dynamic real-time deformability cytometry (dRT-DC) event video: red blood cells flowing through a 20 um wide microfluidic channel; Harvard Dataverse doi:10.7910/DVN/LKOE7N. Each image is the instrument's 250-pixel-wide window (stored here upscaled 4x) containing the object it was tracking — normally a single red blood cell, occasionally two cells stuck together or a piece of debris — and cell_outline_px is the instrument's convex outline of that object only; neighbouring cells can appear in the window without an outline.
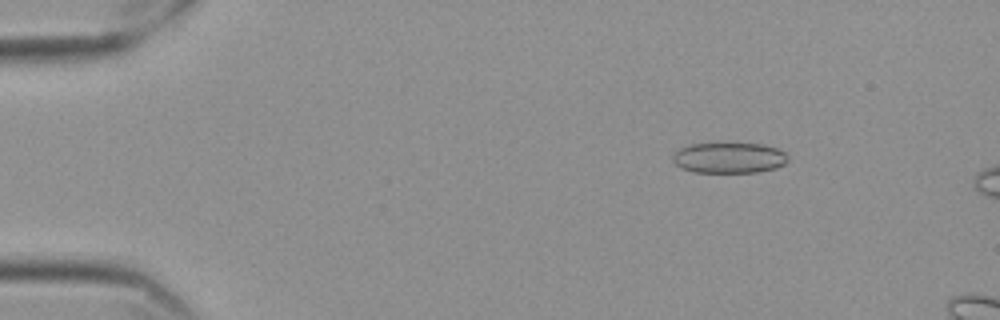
{"species": "Egyptian fruit bat (a non-hibernating species)", "species_latin": "Rousettus aegyptiacus", "temperature_condition": "cold", "stored_images_in_passage": 13, "camera_frame_rate_fps": 3000, "um_per_image_px": 0.085, "frame": {"image": 1, "passage_image": 6, "time_ms": 1.667, "image_size_px": [1000, 320], "cell_outline_px": [[788, 160], [784, 164], [776, 168], [760, 172], [692, 172], [680, 168], [672, 160], [672, 156], [680, 148], [688, 144], [764, 144], [776, 148], [784, 152], [788, 156]], "centroid_in_image_um": [61.97, 13.42], "position_along_channel_um": 23.0, "area_um2": 20.58}}